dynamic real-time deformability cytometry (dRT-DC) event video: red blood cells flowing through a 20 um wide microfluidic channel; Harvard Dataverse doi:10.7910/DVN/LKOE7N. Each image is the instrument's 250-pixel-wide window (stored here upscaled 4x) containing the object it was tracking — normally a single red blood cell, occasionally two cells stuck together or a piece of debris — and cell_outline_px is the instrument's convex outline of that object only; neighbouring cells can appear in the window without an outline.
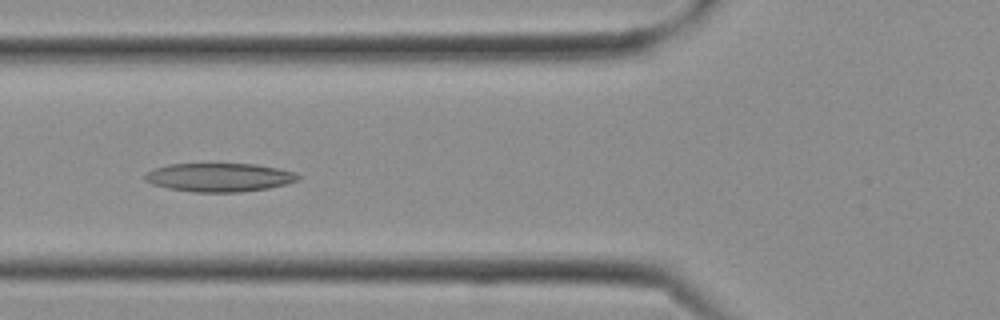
{"species": "Egyptian fruit bat (a non-hibernating species)", "species_latin": "Rousettus aegyptiacus", "temperature_condition": "cold", "stored_images_in_passage": 13, "camera_frame_rate_fps": 3000, "um_per_image_px": 0.085, "frame": {"image": 1, "passage_image": 10, "time_ms": 3.0, "image_size_px": [1000, 320], "cell_outline_px": [[300, 180], [268, 188], [240, 192], [192, 192], [168, 188], [152, 184], [144, 180], [144, 176], [148, 172], [156, 168], [168, 164], [256, 164], [280, 168], [296, 172], [300, 176]], "centroid_in_image_um": [18.67, 15.07], "position_along_channel_um": 107.1, "area_um2": 25.55}}
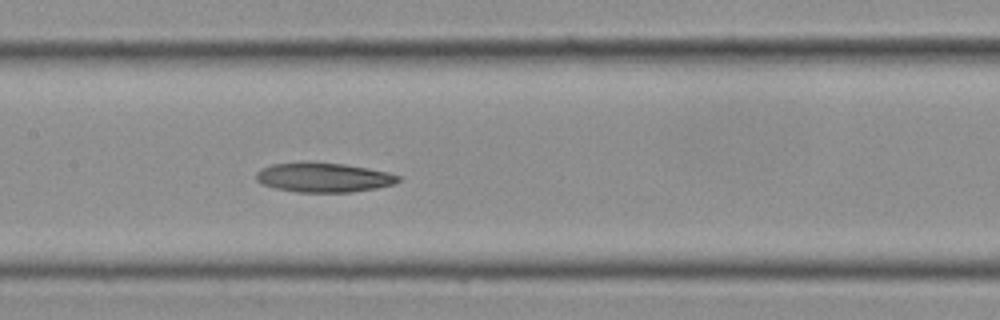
{"frame": {"image": 2, "passage_image": 13, "time_ms": 4.0, "image_size_px": [1000, 320], "cell_outline_px": [[400, 180], [392, 184], [376, 188], [352, 192], [300, 192], [276, 188], [260, 184], [256, 180], [256, 172], [272, 164], [344, 164], [368, 168], [388, 172], [400, 176]], "centroid_in_image_um": [27.53, 15.11], "position_along_channel_um": 179.9, "area_um2": 23.64}}